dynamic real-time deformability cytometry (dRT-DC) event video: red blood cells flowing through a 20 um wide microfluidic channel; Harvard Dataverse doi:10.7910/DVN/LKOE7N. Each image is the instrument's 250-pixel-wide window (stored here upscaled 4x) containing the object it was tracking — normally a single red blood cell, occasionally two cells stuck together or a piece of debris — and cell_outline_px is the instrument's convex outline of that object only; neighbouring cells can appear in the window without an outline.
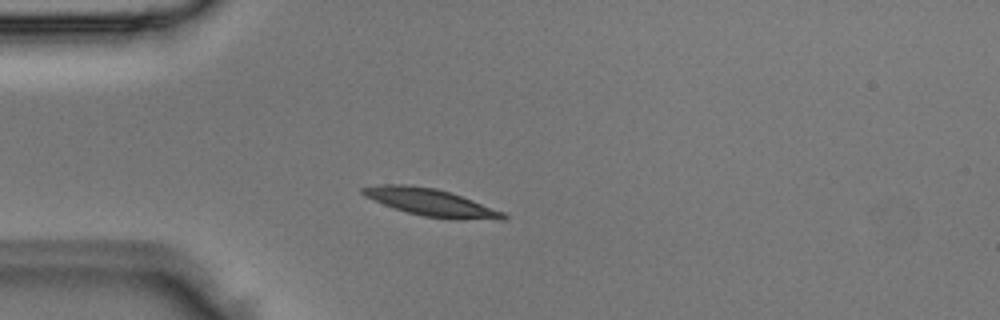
{"species": "Egyptian fruit bat (a non-hibernating species)", "species_latin": "Rousettus aegyptiacus", "temperature_condition": "room temperature", "stored_images_in_passage": 1, "camera_frame_rate_fps": 3000, "um_per_image_px": 0.085, "animal": {"sex": "male"}, "frame": {"image": 1, "passage_image": 1, "time_ms": 0.0, "image_size_px": [1000, 320], "cell_outline_px": [[508, 216], [504, 220], [456, 220], [424, 216], [408, 212], [384, 204], [364, 196], [360, 192], [360, 188], [380, 184], [404, 184], [436, 188], [472, 200], [504, 212]], "centroid_in_image_um": [36.65, 17.21], "position_along_channel_um": 48.3, "area_um2": 22.25}}